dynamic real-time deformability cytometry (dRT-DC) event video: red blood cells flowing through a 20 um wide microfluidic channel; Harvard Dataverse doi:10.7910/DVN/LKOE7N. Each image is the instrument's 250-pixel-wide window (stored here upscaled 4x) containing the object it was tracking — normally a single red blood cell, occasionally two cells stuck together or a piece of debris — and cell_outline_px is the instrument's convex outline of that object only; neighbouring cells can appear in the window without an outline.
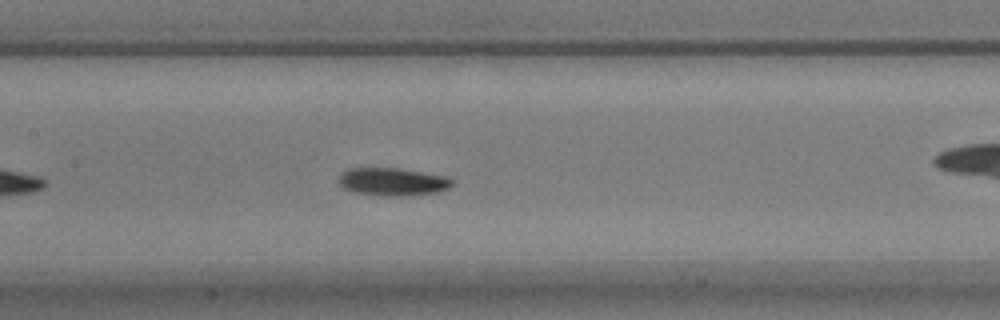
{"species": "common noctule bat (a hibernating species)", "species_latin": "Nyctalus noctula", "temperature_condition": "warm", "stored_images_in_passage": 30, "camera_frame_rate_fps": 3000, "um_per_image_px": 0.085, "animal": {"sex": "male", "body_mass_g": 17.9}, "frame": {"image": 1, "passage_image": 13, "time_ms": 4.0, "image_size_px": [1000, 320], "cell_outline_px": [[452, 184], [448, 188], [436, 192], [408, 196], [380, 196], [352, 192], [344, 188], [336, 180], [340, 172], [348, 168], [400, 168], [444, 176], [452, 180]], "centroid_in_image_um": [33.28, 15.45], "position_along_channel_um": 174.1, "area_um2": 18.61}}
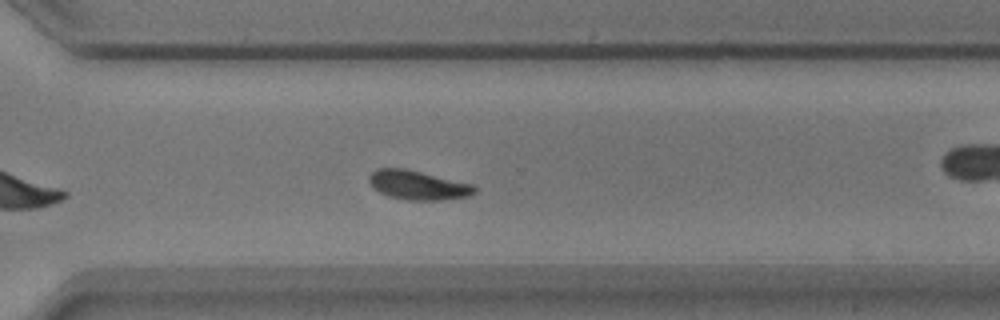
{"frame": {"image": 2, "passage_image": 26, "time_ms": 8.333, "image_size_px": [1000, 320], "cell_outline_px": [[476, 192], [468, 196], [440, 200], [408, 200], [388, 196], [372, 188], [368, 180], [368, 176], [376, 168], [404, 168], [472, 184], [476, 188]], "centroid_in_image_um": [35.48, 15.73], "position_along_channel_um": 335.1, "area_um2": 17.86}, "authors_computed_cell_mechanics": {"area_um2": 17.918, "velocity_mm_per_s": 3.7293, "shape_relaxation_time_tau1_ms": 3.0964, "shape_relaxation_time_tau2_ms": 4.6881, "deformation_change_tau1": 0.1099, "deformation_change_tau2": 0.083}}